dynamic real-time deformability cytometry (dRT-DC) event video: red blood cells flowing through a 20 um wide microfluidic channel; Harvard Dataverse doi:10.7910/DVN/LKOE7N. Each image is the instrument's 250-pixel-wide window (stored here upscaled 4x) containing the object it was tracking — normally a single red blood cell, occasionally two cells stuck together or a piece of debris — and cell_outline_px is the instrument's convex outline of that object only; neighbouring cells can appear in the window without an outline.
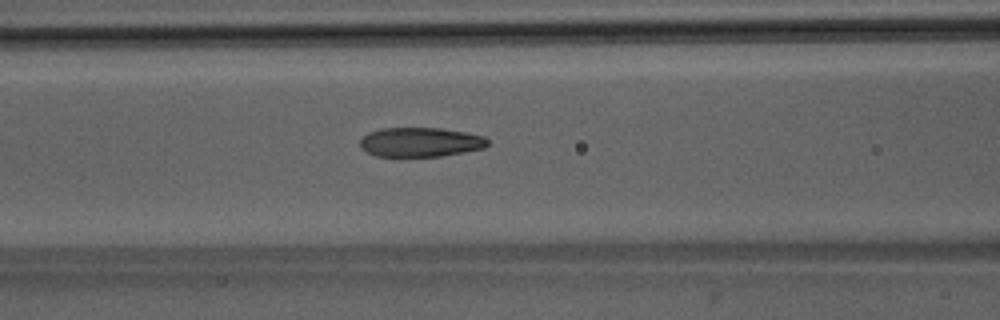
{"species": "Egyptian fruit bat (a non-hibernating species)", "species_latin": "Rousettus aegyptiacus", "temperature_condition": "room temperature", "stored_images_in_passage": 35, "camera_frame_rate_fps": 3000, "um_per_image_px": 0.085, "animal": {"sex": "male"}, "frame": {"image": 1, "passage_image": 5, "time_ms": 1.333, "image_size_px": [1000, 320], "cell_outline_px": [[488, 144], [484, 148], [464, 152], [440, 156], [376, 156], [360, 148], [360, 140], [368, 132], [380, 128], [440, 128], [464, 132], [484, 136], [488, 140]], "centroid_in_image_um": [35.72, 12.08], "position_along_channel_um": 130.9, "area_um2": 21.79}}
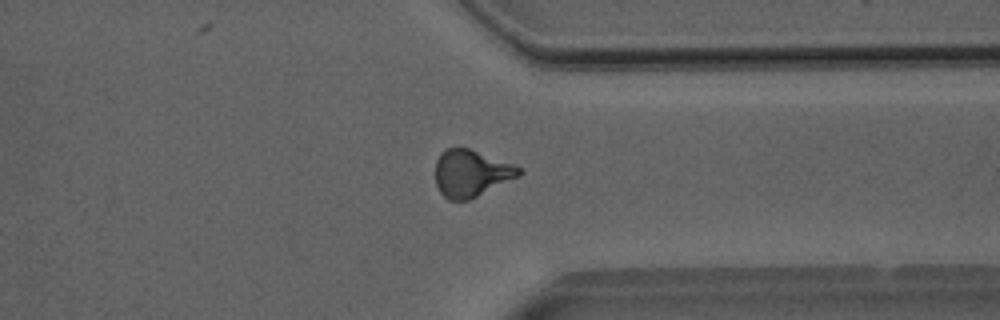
{"frame": {"image": 2, "passage_image": 23, "time_ms": 7.333, "image_size_px": [1000, 320], "cell_outline_px": [[524, 172], [520, 176], [468, 200], [448, 200], [440, 192], [436, 184], [436, 160], [440, 152], [444, 148], [456, 144], [468, 148], [512, 164], [520, 168]], "centroid_in_image_um": [40.01, 14.69], "position_along_channel_um": 371.4, "area_um2": 23.06}}
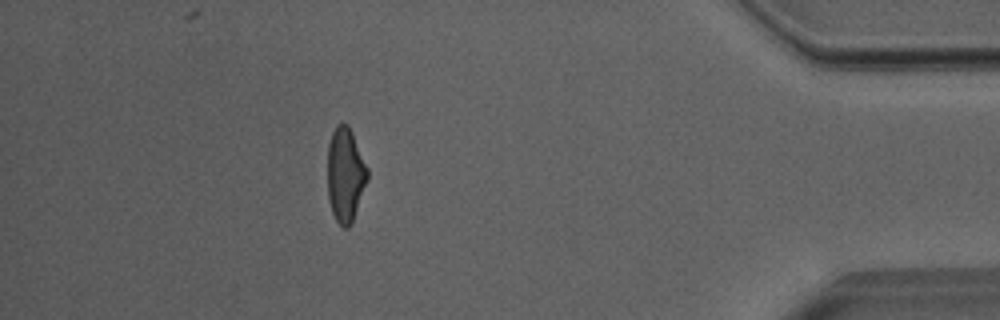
{"frame": {"image": 3, "passage_image": 29, "time_ms": 9.333, "image_size_px": [1000, 320], "cell_outline_px": [[368, 176], [352, 224], [348, 228], [344, 228], [336, 220], [332, 212], [328, 200], [328, 144], [332, 132], [336, 124], [348, 124], [352, 132], [368, 168]], "centroid_in_image_um": [29.34, 14.85], "position_along_channel_um": 405.9, "area_um2": 21.91}}